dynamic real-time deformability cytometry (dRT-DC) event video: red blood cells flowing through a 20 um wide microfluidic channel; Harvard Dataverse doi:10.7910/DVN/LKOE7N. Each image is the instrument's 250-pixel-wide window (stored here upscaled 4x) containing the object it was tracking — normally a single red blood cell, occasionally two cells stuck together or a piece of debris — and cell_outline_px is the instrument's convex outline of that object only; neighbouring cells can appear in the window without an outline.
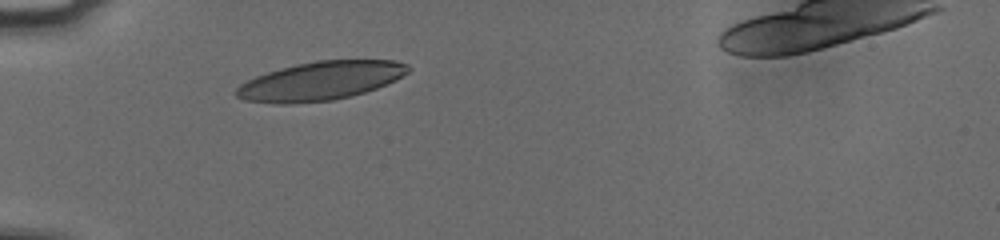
{"species": "human", "species_latin": "Homo sapiens", "temperature_condition": "cold", "stored_images_in_passage": 32, "camera_frame_rate_fps": 3000, "um_per_image_px": 0.085, "donor": {"sex": "male"}, "frame": {"image": 1, "passage_image": 1, "time_ms": 0.0, "image_size_px": [1000, 240], "cell_outline_px": [[412, 68], [408, 72], [376, 88], [364, 92], [332, 100], [292, 104], [276, 104], [244, 100], [236, 96], [236, 88], [240, 84], [256, 76], [280, 68], [296, 64], [316, 60], [396, 60], [408, 64]], "centroid_in_image_um": [27.21, 6.87], "position_along_channel_um": 57.8, "area_um2": 38.49}}
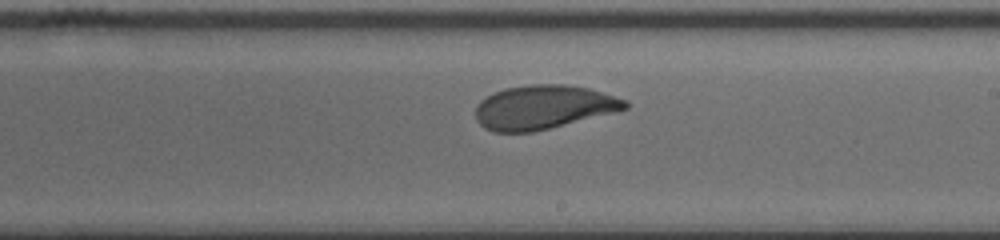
{"frame": {"image": 2, "passage_image": 17, "time_ms": 5.333, "image_size_px": [1000, 240], "cell_outline_px": [[628, 108], [532, 132], [492, 132], [484, 128], [476, 120], [476, 104], [480, 100], [504, 88], [532, 84], [564, 84], [588, 88], [628, 100]], "centroid_in_image_um": [46.14, 9.1], "position_along_channel_um": 242.9, "area_um2": 37.92}}
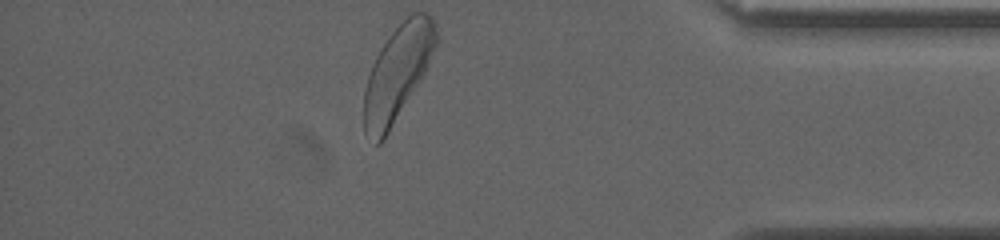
{"frame": {"image": 3, "passage_image": 32, "time_ms": 10.333, "image_size_px": [1000, 240], "cell_outline_px": [[440, 40], [420, 80], [384, 140], [380, 144], [376, 144], [364, 132], [364, 88], [372, 64], [380, 48], [388, 36], [412, 12], [428, 12], [432, 16], [436, 24]], "centroid_in_image_um": [33.81, 6.17], "position_along_channel_um": 401.4, "area_um2": 40.0}, "authors_computed_cell_mechanics": {"area_um2": 38.7838, "velocity_mm_per_s": 3.7335, "shape_relaxation_time_tau1_ms": 3.2914, "shape_relaxation_time_tau2_ms": 1.458, "deformation_change_tau1": 0.1543, "deformation_change_tau2": 0.0808}}